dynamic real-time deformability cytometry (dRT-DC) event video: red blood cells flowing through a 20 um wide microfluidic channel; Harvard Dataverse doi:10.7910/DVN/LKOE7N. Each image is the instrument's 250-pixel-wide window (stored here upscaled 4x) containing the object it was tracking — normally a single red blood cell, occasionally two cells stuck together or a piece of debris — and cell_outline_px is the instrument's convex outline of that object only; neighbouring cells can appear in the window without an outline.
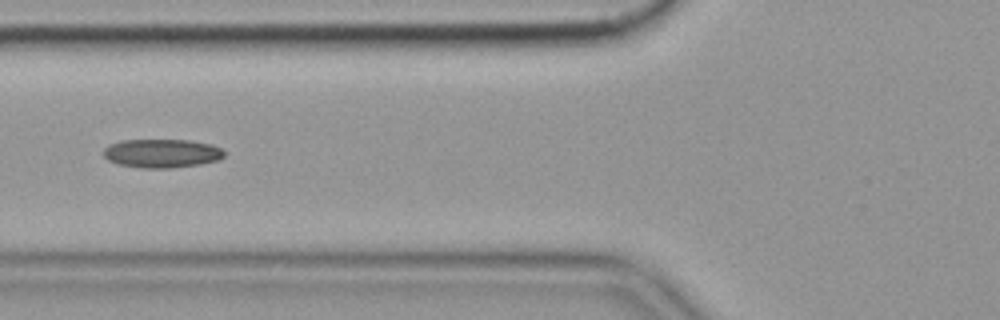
{"species": "common noctule bat (a hibernating species)", "species_latin": "Nyctalus noctula", "temperature_condition": "cold", "stored_images_in_passage": 28, "camera_frame_rate_fps": 3000, "um_per_image_px": 0.085, "animal": {"sex": "female", "body_mass_g": 19.9}, "frame": {"image": 1, "passage_image": 9, "time_ms": 2.667, "image_size_px": [1000, 320], "cell_outline_px": [[224, 156], [216, 160], [200, 164], [168, 168], [144, 168], [120, 164], [108, 160], [104, 156], [104, 148], [108, 144], [120, 140], [188, 140], [212, 144], [220, 148], [224, 152]], "centroid_in_image_um": [13.73, 13.02], "position_along_channel_um": 112.1, "area_um2": 20.06}}